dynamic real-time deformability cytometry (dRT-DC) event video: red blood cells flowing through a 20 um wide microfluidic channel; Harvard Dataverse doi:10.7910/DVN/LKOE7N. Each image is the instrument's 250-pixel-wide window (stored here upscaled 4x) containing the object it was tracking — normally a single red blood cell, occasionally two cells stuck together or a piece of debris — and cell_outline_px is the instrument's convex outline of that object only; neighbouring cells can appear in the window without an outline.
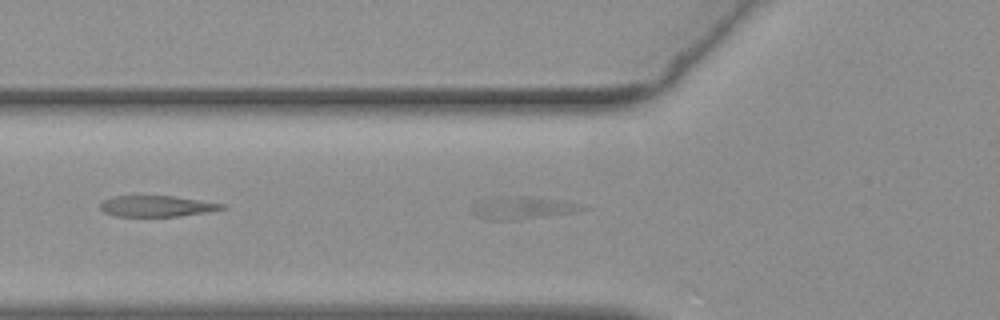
{"species": "common noctule bat (a hibernating species)", "species_latin": "Nyctalus noctula", "temperature_condition": "warm", "stored_images_in_passage": 41, "camera_frame_rate_fps": 3000, "um_per_image_px": 0.085, "animal": {"sex": "female", "body_mass_g": 19.3, "forearm_length_mm": 54.1}, "frame": {"image": 1, "passage_image": 3, "time_ms": 0.667, "image_size_px": [1000, 320], "cell_outline_px": [[592, 208], [580, 212], [516, 220], [484, 220], [476, 216], [468, 208], [520, 196], [528, 196], [552, 200]], "centroid_in_image_um": [44.55, 17.75], "position_along_channel_um": 81.2, "area_um2": 13.29}}
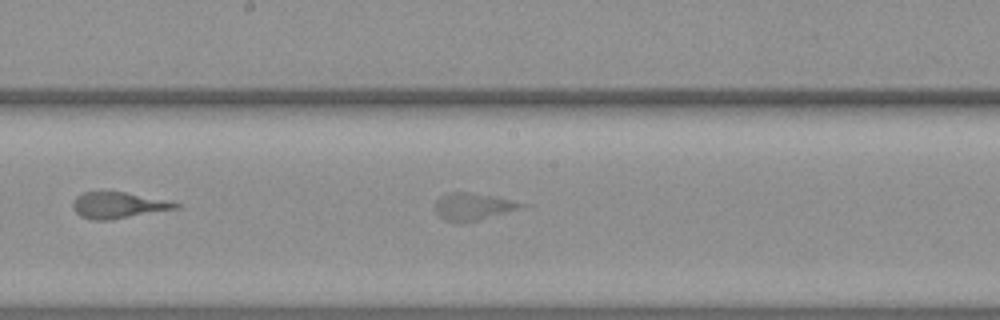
{"frame": {"image": 2, "passage_image": 13, "time_ms": 4.0, "image_size_px": [1000, 320], "cell_outline_px": [[532, 204], [520, 208], [480, 220], [464, 224], [460, 224], [444, 220], [436, 212], [436, 200], [448, 192], [468, 192]], "centroid_in_image_um": [40.2, 17.59], "position_along_channel_um": 208.0, "area_um2": 13.7}}
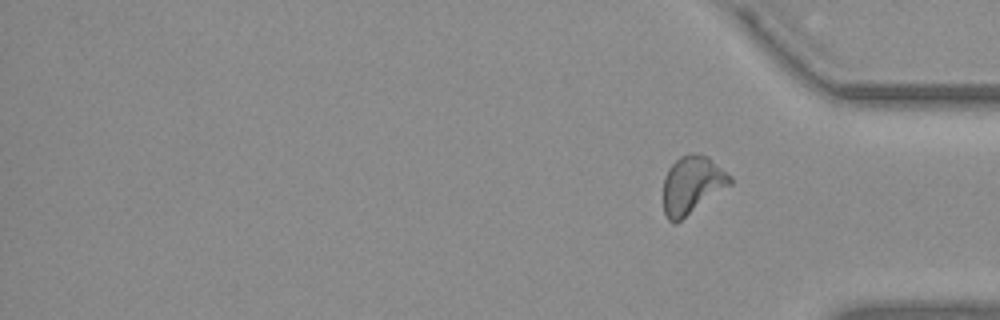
{"frame": {"image": 3, "passage_image": 41, "time_ms": 13.333, "image_size_px": [1000, 320], "cell_outline_px": [[732, 184], [676, 224], [672, 224], [668, 220], [664, 212], [664, 176], [668, 168], [680, 156], [688, 152], [700, 152], [708, 156], [732, 176]], "centroid_in_image_um": [58.83, 15.7], "position_along_channel_um": 376.4, "area_um2": 22.89}, "authors_computed_cell_mechanics": {"area_um2": 13.005, "velocity_mm_per_s": 3.769, "shape_relaxation_time_tau1_ms": 3.2434, "shape_relaxation_time_tau2_ms": null, "deformation_change_tau1": 0.2193, "deformation_change_tau2": null}}